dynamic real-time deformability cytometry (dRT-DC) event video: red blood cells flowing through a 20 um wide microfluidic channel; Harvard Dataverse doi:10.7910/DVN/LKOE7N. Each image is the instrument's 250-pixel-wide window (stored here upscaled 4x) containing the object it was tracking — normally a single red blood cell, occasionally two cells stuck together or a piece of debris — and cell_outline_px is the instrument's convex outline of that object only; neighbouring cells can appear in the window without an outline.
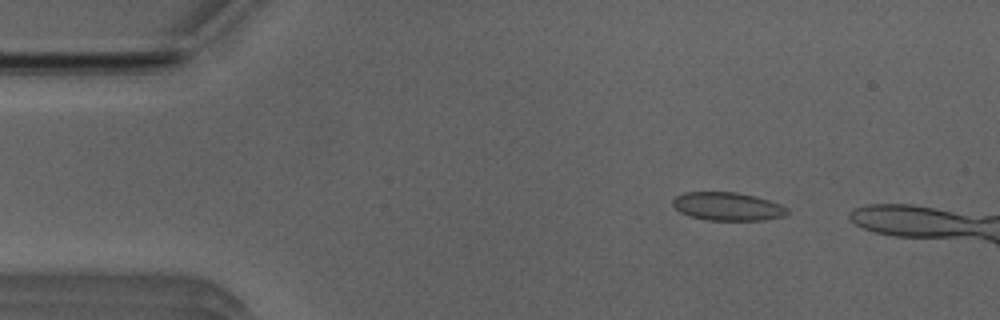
{"species": "Egyptian fruit bat (a non-hibernating species)", "species_latin": "Rousettus aegyptiacus", "temperature_condition": "room temperature", "stored_images_in_passage": 9, "camera_frame_rate_fps": 3000, "um_per_image_px": 0.085, "animal": {"sex": "male"}, "frame": {"image": 1, "passage_image": 2, "time_ms": 0.333, "image_size_px": [1000, 320], "cell_outline_px": [[788, 212], [784, 216], [764, 220], [708, 220], [688, 216], [680, 212], [672, 204], [672, 200], [676, 196], [684, 192], [736, 192], [756, 196], [780, 204], [788, 208]], "centroid_in_image_um": [61.83, 17.54], "position_along_channel_um": 23.2, "area_um2": 18.9}}